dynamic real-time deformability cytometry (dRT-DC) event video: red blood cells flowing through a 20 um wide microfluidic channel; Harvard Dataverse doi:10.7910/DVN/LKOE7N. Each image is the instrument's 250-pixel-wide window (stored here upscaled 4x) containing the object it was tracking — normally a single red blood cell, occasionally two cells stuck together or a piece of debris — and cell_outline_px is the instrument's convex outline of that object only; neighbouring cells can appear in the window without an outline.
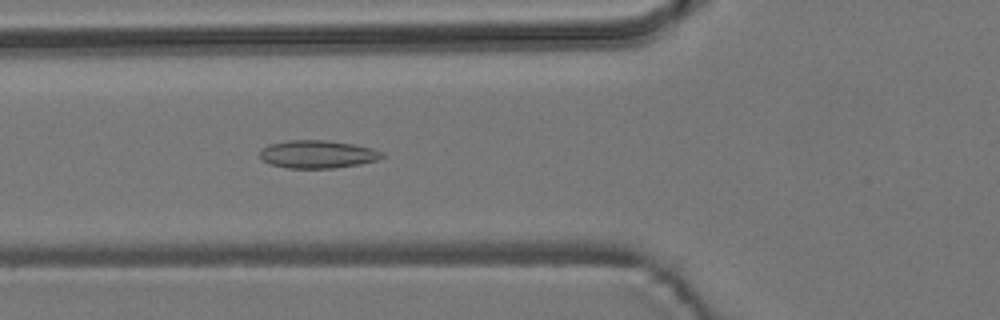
{"species": "common noctule bat (a hibernating species)", "species_latin": "Nyctalus noctula", "temperature_condition": "room temperature", "stored_images_in_passage": 41, "camera_frame_rate_fps": 3000, "um_per_image_px": 0.085, "animal": {"sex": "male", "body_mass_g": 19.2, "forearm_length_mm": 51.8}, "frame": {"image": 1, "passage_image": 7, "time_ms": 2.0, "image_size_px": [1000, 320], "cell_outline_px": [[384, 156], [376, 160], [360, 164], [332, 168], [288, 168], [268, 164], [260, 160], [260, 152], [268, 144], [288, 140], [328, 140], [356, 144], [372, 148], [384, 152]], "centroid_in_image_um": [26.98, 13.1], "position_along_channel_um": 98.8, "area_um2": 20.06}}
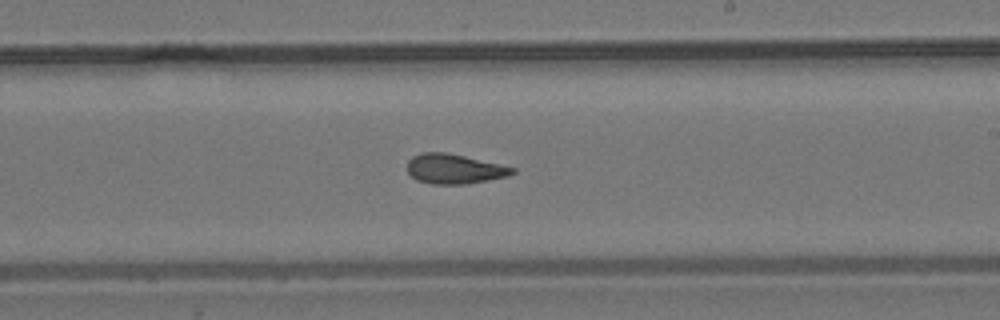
{"frame": {"image": 2, "passage_image": 19, "time_ms": 6.0, "image_size_px": [1000, 320], "cell_outline_px": [[516, 172], [508, 176], [468, 184], [432, 184], [416, 180], [408, 172], [408, 160], [412, 156], [424, 152], [444, 152], [464, 156], [500, 164], [516, 168]], "centroid_in_image_um": [38.62, 14.36], "position_along_channel_um": 250.4, "area_um2": 18.21}}
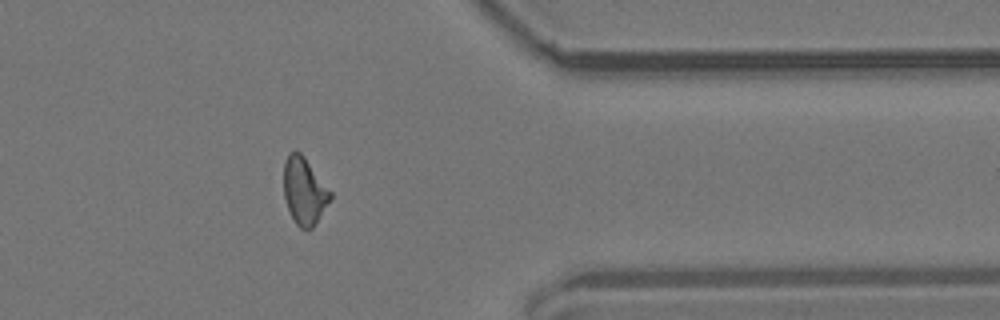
{"frame": {"image": 3, "passage_image": 31, "time_ms": 10.0, "image_size_px": [1000, 320], "cell_outline_px": [[332, 196], [312, 228], [300, 228], [296, 224], [288, 208], [284, 196], [284, 160], [288, 152], [300, 152], [304, 156], [332, 192]], "centroid_in_image_um": [25.85, 16.2], "position_along_channel_um": 385.6, "area_um2": 17.92}, "authors_computed_cell_mechanics": {"area_um2": 18.207, "velocity_mm_per_s": 3.7814, "shape_relaxation_time_tau1_ms": null, "shape_relaxation_time_tau2_ms": 3.1461, "deformation_change_tau1": null, "deformation_change_tau2": 0.1157}}